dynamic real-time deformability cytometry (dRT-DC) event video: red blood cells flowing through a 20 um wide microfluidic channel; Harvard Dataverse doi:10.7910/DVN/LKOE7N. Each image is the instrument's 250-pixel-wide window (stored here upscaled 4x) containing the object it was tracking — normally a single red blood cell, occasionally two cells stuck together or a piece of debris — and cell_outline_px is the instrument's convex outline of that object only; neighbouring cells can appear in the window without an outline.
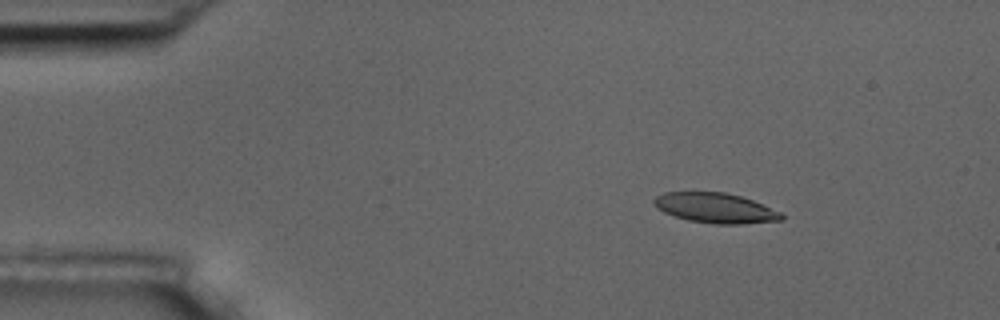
{"species": "common noctule bat (a hibernating species)", "species_latin": "Nyctalus noctula", "temperature_condition": "room temperature", "stored_images_in_passage": 10, "camera_frame_rate_fps": 3000, "um_per_image_px": 0.085, "animal": {"sex": "male", "body_mass_g": 17.5, "forearm_length_mm": 52.3}, "frame": {"image": 1, "passage_image": 2, "time_ms": 1.333, "image_size_px": [1000, 320], "cell_outline_px": [[784, 220], [740, 224], [716, 224], [688, 220], [664, 212], [656, 208], [652, 200], [656, 196], [664, 192], [724, 192], [740, 196], [752, 200], [780, 212], [784, 216]], "centroid_in_image_um": [60.79, 17.68], "position_along_channel_um": 24.2, "area_um2": 22.2}}
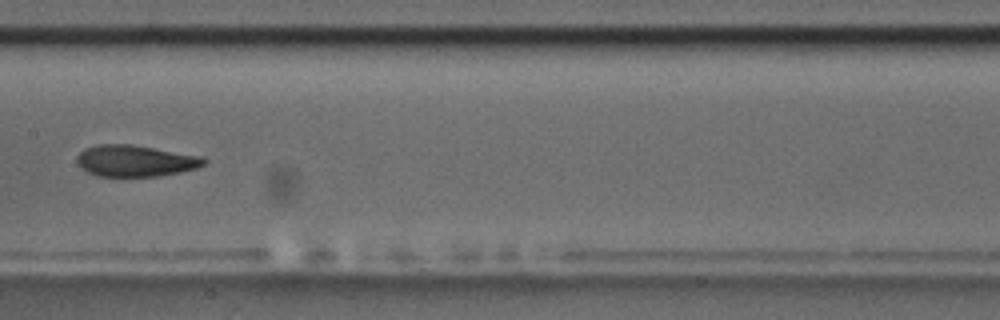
{"frame": {"image": 2, "passage_image": 7, "time_ms": 8.0, "image_size_px": [1000, 320], "cell_outline_px": [[208, 160], [204, 164], [196, 168], [180, 172], [156, 176], [96, 176], [80, 168], [76, 160], [76, 156], [84, 148], [100, 144], [132, 144], [204, 156]], "centroid_in_image_um": [11.5, 13.66], "position_along_channel_um": 195.9, "area_um2": 23.47}}
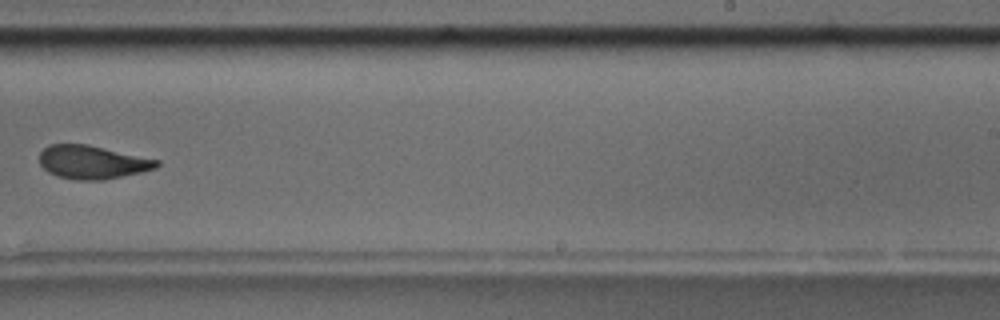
{"frame": {"image": 3, "passage_image": 9, "time_ms": 10.333, "image_size_px": [1000, 320], "cell_outline_px": [[160, 164], [156, 168], [140, 172], [104, 180], [76, 180], [56, 176], [48, 172], [40, 164], [40, 152], [48, 144], [88, 144], [160, 160]], "centroid_in_image_um": [7.84, 13.78], "position_along_channel_um": 281.2, "area_um2": 22.89}}